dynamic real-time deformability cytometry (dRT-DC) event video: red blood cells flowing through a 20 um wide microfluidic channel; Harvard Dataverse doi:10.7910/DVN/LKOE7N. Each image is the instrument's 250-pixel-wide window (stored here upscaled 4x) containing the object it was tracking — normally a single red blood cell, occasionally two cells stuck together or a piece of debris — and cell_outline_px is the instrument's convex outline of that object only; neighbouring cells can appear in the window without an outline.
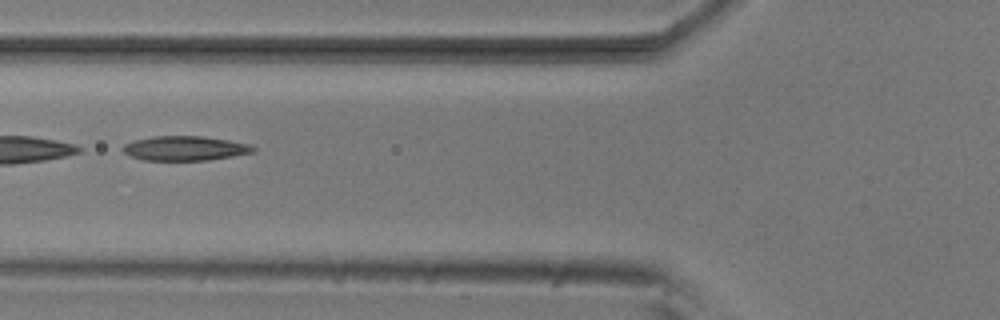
{"species": "common noctule bat (a hibernating species)", "species_latin": "Nyctalus noctula", "temperature_condition": "room temperature", "stored_images_in_passage": 33, "camera_frame_rate_fps": 3000, "um_per_image_px": 0.085, "animal": {"sex": "male", "body_mass_g": 20.5, "forearm_length_mm": 52.5}, "frame": {"image": 1, "passage_image": 11, "time_ms": 3.333, "image_size_px": [1000, 320], "cell_outline_px": [[256, 152], [208, 160], [144, 160], [132, 156], [124, 152], [120, 148], [124, 144], [136, 140], [152, 136], [200, 136], [228, 140], [252, 144], [256, 148]], "centroid_in_image_um": [15.75, 12.6], "position_along_channel_um": 110.0, "area_um2": 18.61}}
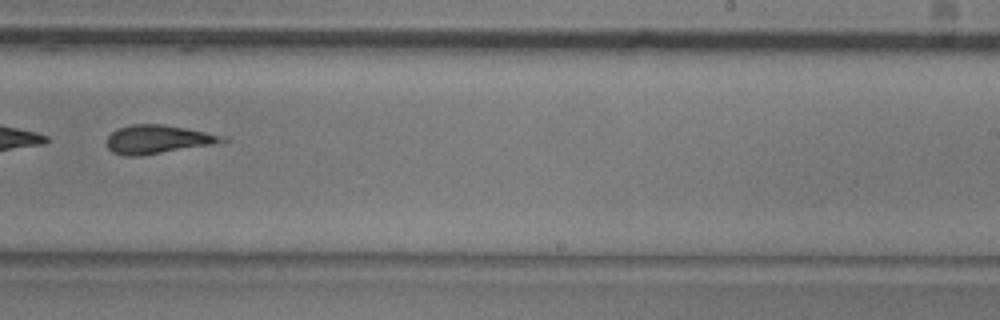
{"frame": {"image": 2, "passage_image": 24, "time_ms": 7.667, "image_size_px": [1000, 320], "cell_outline_px": [[232, 140], [224, 144], [140, 156], [128, 156], [112, 152], [108, 148], [108, 136], [116, 128], [132, 124], [164, 124], [188, 128], [228, 136]], "centroid_in_image_um": [13.58, 11.85], "position_along_channel_um": 275.4, "area_um2": 20.06}}
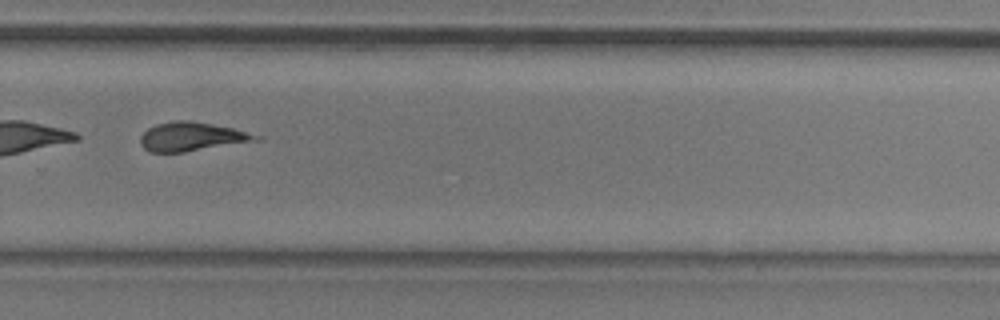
{"frame": {"image": 3, "passage_image": 27, "time_ms": 8.667, "image_size_px": [1000, 320], "cell_outline_px": [[264, 140], [184, 152], [148, 152], [140, 144], [140, 136], [148, 128], [156, 124], [176, 120], [188, 120], [212, 124], [232, 128], [264, 136]], "centroid_in_image_um": [16.34, 11.62], "position_along_channel_um": 313.5, "area_um2": 19.65}, "authors_computed_cell_mechanics": {"area_um2": 19.2474, "velocity_mm_per_s": 3.8126, "shape_relaxation_time_tau1_ms": null, "shape_relaxation_time_tau2_ms": 3.6551, "deformation_change_tau1": null, "deformation_change_tau2": 0.1602}}